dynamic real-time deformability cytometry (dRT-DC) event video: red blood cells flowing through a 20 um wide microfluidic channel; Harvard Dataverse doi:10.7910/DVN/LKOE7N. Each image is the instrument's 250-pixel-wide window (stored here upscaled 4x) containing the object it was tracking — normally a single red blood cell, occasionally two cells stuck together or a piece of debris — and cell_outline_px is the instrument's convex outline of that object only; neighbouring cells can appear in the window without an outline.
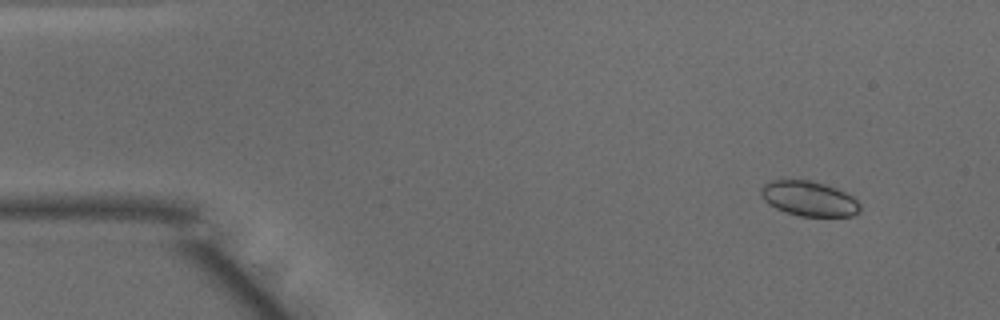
{"species": "common noctule bat (a hibernating species)", "species_latin": "Nyctalus noctula", "temperature_condition": "warm", "stored_images_in_passage": 51, "camera_frame_rate_fps": 3000, "um_per_image_px": 0.085, "animal": {"sex": "male", "body_mass_g": 15.6}, "frame": {"image": 1, "passage_image": 5, "time_ms": 1.333, "image_size_px": [1000, 320], "cell_outline_px": [[860, 212], [852, 216], [800, 216], [784, 212], [768, 204], [764, 200], [760, 192], [760, 188], [764, 184], [772, 180], [812, 180], [836, 188], [852, 196], [860, 204]], "centroid_in_image_um": [68.75, 16.89], "position_along_channel_um": 16.2, "area_um2": 20.23}}
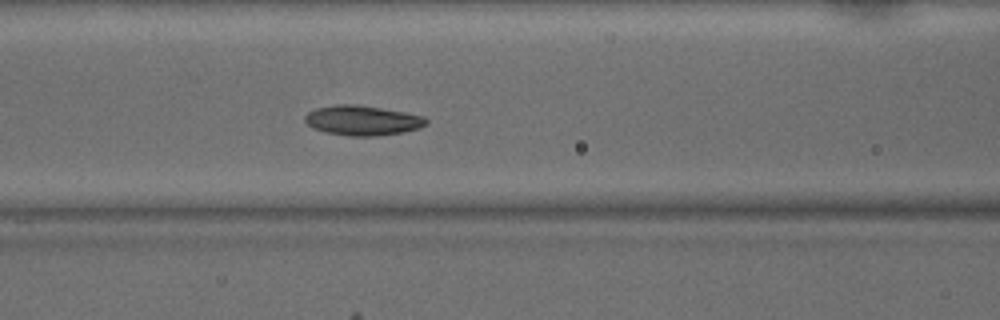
{"frame": {"image": 2, "passage_image": 21, "time_ms": 6.667, "image_size_px": [1000, 320], "cell_outline_px": [[428, 124], [420, 128], [404, 132], [372, 136], [348, 136], [328, 132], [312, 128], [304, 120], [304, 116], [308, 112], [316, 108], [336, 104], [360, 104], [404, 112], [424, 116], [428, 120]], "centroid_in_image_um": [30.82, 10.23], "position_along_channel_um": 135.8, "area_um2": 21.21}}
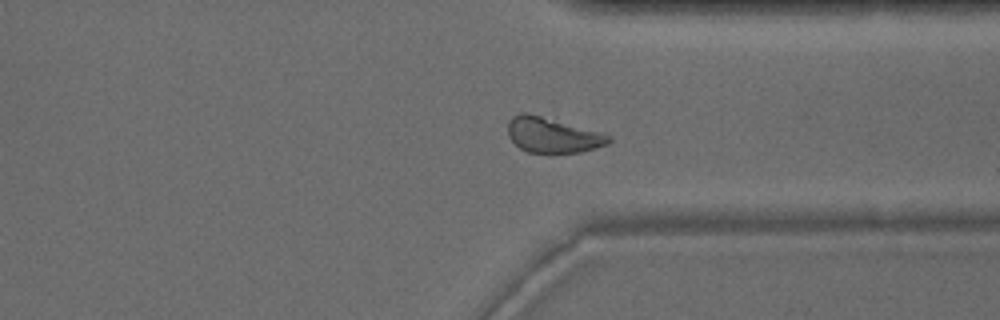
{"frame": {"image": 3, "passage_image": 38, "time_ms": 12.333, "image_size_px": [1000, 320], "cell_outline_px": [[612, 140], [608, 144], [580, 152], [528, 152], [520, 148], [508, 136], [508, 120], [512, 116], [520, 112], [524, 112], [540, 116], [600, 132], [612, 136]], "centroid_in_image_um": [46.95, 11.48], "position_along_channel_um": 364.4, "area_um2": 20.35}, "authors_computed_cell_mechanics": {"area_um2": 20.808, "velocity_mm_per_s": 4.0426, "shape_relaxation_time_tau1_ms": 6.8343, "shape_relaxation_time_tau2_ms": 2.1602, "deformation_change_tau1": 0.1283, "deformation_change_tau2": 0.064}}